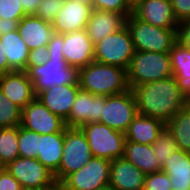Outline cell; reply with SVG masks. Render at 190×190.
I'll return each instance as SVG.
<instances>
[{
	"label": "cell",
	"mask_w": 190,
	"mask_h": 190,
	"mask_svg": "<svg viewBox=\"0 0 190 190\" xmlns=\"http://www.w3.org/2000/svg\"><path fill=\"white\" fill-rule=\"evenodd\" d=\"M143 190H173L171 179L162 170L148 174L145 177Z\"/></svg>",
	"instance_id": "cell-35"
},
{
	"label": "cell",
	"mask_w": 190,
	"mask_h": 190,
	"mask_svg": "<svg viewBox=\"0 0 190 190\" xmlns=\"http://www.w3.org/2000/svg\"><path fill=\"white\" fill-rule=\"evenodd\" d=\"M64 129L58 133L39 135L37 159L53 174L59 169L63 155Z\"/></svg>",
	"instance_id": "cell-22"
},
{
	"label": "cell",
	"mask_w": 190,
	"mask_h": 190,
	"mask_svg": "<svg viewBox=\"0 0 190 190\" xmlns=\"http://www.w3.org/2000/svg\"><path fill=\"white\" fill-rule=\"evenodd\" d=\"M110 165V160L92 157L85 166L62 182L72 190H98L109 185Z\"/></svg>",
	"instance_id": "cell-11"
},
{
	"label": "cell",
	"mask_w": 190,
	"mask_h": 190,
	"mask_svg": "<svg viewBox=\"0 0 190 190\" xmlns=\"http://www.w3.org/2000/svg\"><path fill=\"white\" fill-rule=\"evenodd\" d=\"M13 70L9 67L8 60L4 50L2 49L1 36H0V75L12 72Z\"/></svg>",
	"instance_id": "cell-44"
},
{
	"label": "cell",
	"mask_w": 190,
	"mask_h": 190,
	"mask_svg": "<svg viewBox=\"0 0 190 190\" xmlns=\"http://www.w3.org/2000/svg\"><path fill=\"white\" fill-rule=\"evenodd\" d=\"M64 1L65 0H41L35 12V16L52 24L58 12L62 9Z\"/></svg>",
	"instance_id": "cell-34"
},
{
	"label": "cell",
	"mask_w": 190,
	"mask_h": 190,
	"mask_svg": "<svg viewBox=\"0 0 190 190\" xmlns=\"http://www.w3.org/2000/svg\"><path fill=\"white\" fill-rule=\"evenodd\" d=\"M165 126L174 135L178 149L190 152V109H180Z\"/></svg>",
	"instance_id": "cell-27"
},
{
	"label": "cell",
	"mask_w": 190,
	"mask_h": 190,
	"mask_svg": "<svg viewBox=\"0 0 190 190\" xmlns=\"http://www.w3.org/2000/svg\"><path fill=\"white\" fill-rule=\"evenodd\" d=\"M22 109L0 90V128L21 125Z\"/></svg>",
	"instance_id": "cell-31"
},
{
	"label": "cell",
	"mask_w": 190,
	"mask_h": 190,
	"mask_svg": "<svg viewBox=\"0 0 190 190\" xmlns=\"http://www.w3.org/2000/svg\"><path fill=\"white\" fill-rule=\"evenodd\" d=\"M164 127L159 119L137 114L124 134L128 141L152 145Z\"/></svg>",
	"instance_id": "cell-23"
},
{
	"label": "cell",
	"mask_w": 190,
	"mask_h": 190,
	"mask_svg": "<svg viewBox=\"0 0 190 190\" xmlns=\"http://www.w3.org/2000/svg\"><path fill=\"white\" fill-rule=\"evenodd\" d=\"M21 126L41 135L61 132L66 124L35 97L22 109Z\"/></svg>",
	"instance_id": "cell-12"
},
{
	"label": "cell",
	"mask_w": 190,
	"mask_h": 190,
	"mask_svg": "<svg viewBox=\"0 0 190 190\" xmlns=\"http://www.w3.org/2000/svg\"><path fill=\"white\" fill-rule=\"evenodd\" d=\"M173 75L169 53L135 51L127 69L130 89Z\"/></svg>",
	"instance_id": "cell-3"
},
{
	"label": "cell",
	"mask_w": 190,
	"mask_h": 190,
	"mask_svg": "<svg viewBox=\"0 0 190 190\" xmlns=\"http://www.w3.org/2000/svg\"><path fill=\"white\" fill-rule=\"evenodd\" d=\"M176 38L177 42L190 51V19L178 22Z\"/></svg>",
	"instance_id": "cell-39"
},
{
	"label": "cell",
	"mask_w": 190,
	"mask_h": 190,
	"mask_svg": "<svg viewBox=\"0 0 190 190\" xmlns=\"http://www.w3.org/2000/svg\"><path fill=\"white\" fill-rule=\"evenodd\" d=\"M0 90L21 109L36 97L26 71H12L0 75Z\"/></svg>",
	"instance_id": "cell-17"
},
{
	"label": "cell",
	"mask_w": 190,
	"mask_h": 190,
	"mask_svg": "<svg viewBox=\"0 0 190 190\" xmlns=\"http://www.w3.org/2000/svg\"><path fill=\"white\" fill-rule=\"evenodd\" d=\"M35 96L59 85H79V68L70 66L64 57L48 56L44 65L26 67Z\"/></svg>",
	"instance_id": "cell-4"
},
{
	"label": "cell",
	"mask_w": 190,
	"mask_h": 190,
	"mask_svg": "<svg viewBox=\"0 0 190 190\" xmlns=\"http://www.w3.org/2000/svg\"><path fill=\"white\" fill-rule=\"evenodd\" d=\"M146 175L124 157L111 161L110 181L115 190H143Z\"/></svg>",
	"instance_id": "cell-20"
},
{
	"label": "cell",
	"mask_w": 190,
	"mask_h": 190,
	"mask_svg": "<svg viewBox=\"0 0 190 190\" xmlns=\"http://www.w3.org/2000/svg\"><path fill=\"white\" fill-rule=\"evenodd\" d=\"M106 96L94 95L80 89L70 111L66 127H80L91 122H99Z\"/></svg>",
	"instance_id": "cell-15"
},
{
	"label": "cell",
	"mask_w": 190,
	"mask_h": 190,
	"mask_svg": "<svg viewBox=\"0 0 190 190\" xmlns=\"http://www.w3.org/2000/svg\"><path fill=\"white\" fill-rule=\"evenodd\" d=\"M153 153H156L160 165L169 159L172 154L178 149L174 135L165 126L160 132L158 139L152 144Z\"/></svg>",
	"instance_id": "cell-30"
},
{
	"label": "cell",
	"mask_w": 190,
	"mask_h": 190,
	"mask_svg": "<svg viewBox=\"0 0 190 190\" xmlns=\"http://www.w3.org/2000/svg\"><path fill=\"white\" fill-rule=\"evenodd\" d=\"M0 190H24L21 184L6 170L0 173Z\"/></svg>",
	"instance_id": "cell-40"
},
{
	"label": "cell",
	"mask_w": 190,
	"mask_h": 190,
	"mask_svg": "<svg viewBox=\"0 0 190 190\" xmlns=\"http://www.w3.org/2000/svg\"><path fill=\"white\" fill-rule=\"evenodd\" d=\"M4 166L0 165V173L4 170Z\"/></svg>",
	"instance_id": "cell-50"
},
{
	"label": "cell",
	"mask_w": 190,
	"mask_h": 190,
	"mask_svg": "<svg viewBox=\"0 0 190 190\" xmlns=\"http://www.w3.org/2000/svg\"><path fill=\"white\" fill-rule=\"evenodd\" d=\"M18 20L0 19V35L16 31L18 29Z\"/></svg>",
	"instance_id": "cell-42"
},
{
	"label": "cell",
	"mask_w": 190,
	"mask_h": 190,
	"mask_svg": "<svg viewBox=\"0 0 190 190\" xmlns=\"http://www.w3.org/2000/svg\"><path fill=\"white\" fill-rule=\"evenodd\" d=\"M98 190H115V189L111 185H107L102 188H99Z\"/></svg>",
	"instance_id": "cell-49"
},
{
	"label": "cell",
	"mask_w": 190,
	"mask_h": 190,
	"mask_svg": "<svg viewBox=\"0 0 190 190\" xmlns=\"http://www.w3.org/2000/svg\"><path fill=\"white\" fill-rule=\"evenodd\" d=\"M135 51L169 53L177 41L176 30L153 26L137 19L133 14L126 18Z\"/></svg>",
	"instance_id": "cell-5"
},
{
	"label": "cell",
	"mask_w": 190,
	"mask_h": 190,
	"mask_svg": "<svg viewBox=\"0 0 190 190\" xmlns=\"http://www.w3.org/2000/svg\"><path fill=\"white\" fill-rule=\"evenodd\" d=\"M24 190H47L54 182L53 173L37 158H16L4 167Z\"/></svg>",
	"instance_id": "cell-9"
},
{
	"label": "cell",
	"mask_w": 190,
	"mask_h": 190,
	"mask_svg": "<svg viewBox=\"0 0 190 190\" xmlns=\"http://www.w3.org/2000/svg\"><path fill=\"white\" fill-rule=\"evenodd\" d=\"M137 114L135 97L130 89L121 94L106 96L99 122L125 133Z\"/></svg>",
	"instance_id": "cell-10"
},
{
	"label": "cell",
	"mask_w": 190,
	"mask_h": 190,
	"mask_svg": "<svg viewBox=\"0 0 190 190\" xmlns=\"http://www.w3.org/2000/svg\"><path fill=\"white\" fill-rule=\"evenodd\" d=\"M131 91L135 97L138 114L159 119L165 124L185 107V95L173 75L132 87Z\"/></svg>",
	"instance_id": "cell-1"
},
{
	"label": "cell",
	"mask_w": 190,
	"mask_h": 190,
	"mask_svg": "<svg viewBox=\"0 0 190 190\" xmlns=\"http://www.w3.org/2000/svg\"><path fill=\"white\" fill-rule=\"evenodd\" d=\"M79 85L94 95L110 96L130 90L127 70L96 61L79 69Z\"/></svg>",
	"instance_id": "cell-2"
},
{
	"label": "cell",
	"mask_w": 190,
	"mask_h": 190,
	"mask_svg": "<svg viewBox=\"0 0 190 190\" xmlns=\"http://www.w3.org/2000/svg\"><path fill=\"white\" fill-rule=\"evenodd\" d=\"M20 3L26 15H35L41 0H20Z\"/></svg>",
	"instance_id": "cell-43"
},
{
	"label": "cell",
	"mask_w": 190,
	"mask_h": 190,
	"mask_svg": "<svg viewBox=\"0 0 190 190\" xmlns=\"http://www.w3.org/2000/svg\"><path fill=\"white\" fill-rule=\"evenodd\" d=\"M177 81V85L180 90L183 92L185 97L190 93V77L186 78H175Z\"/></svg>",
	"instance_id": "cell-45"
},
{
	"label": "cell",
	"mask_w": 190,
	"mask_h": 190,
	"mask_svg": "<svg viewBox=\"0 0 190 190\" xmlns=\"http://www.w3.org/2000/svg\"><path fill=\"white\" fill-rule=\"evenodd\" d=\"M61 43H63V34L54 33L47 44L48 56L64 57Z\"/></svg>",
	"instance_id": "cell-41"
},
{
	"label": "cell",
	"mask_w": 190,
	"mask_h": 190,
	"mask_svg": "<svg viewBox=\"0 0 190 190\" xmlns=\"http://www.w3.org/2000/svg\"><path fill=\"white\" fill-rule=\"evenodd\" d=\"M92 10V5L65 0L52 23L54 33L65 34L86 29Z\"/></svg>",
	"instance_id": "cell-16"
},
{
	"label": "cell",
	"mask_w": 190,
	"mask_h": 190,
	"mask_svg": "<svg viewBox=\"0 0 190 190\" xmlns=\"http://www.w3.org/2000/svg\"><path fill=\"white\" fill-rule=\"evenodd\" d=\"M39 145V134L19 126L18 148L19 156L23 158H36Z\"/></svg>",
	"instance_id": "cell-32"
},
{
	"label": "cell",
	"mask_w": 190,
	"mask_h": 190,
	"mask_svg": "<svg viewBox=\"0 0 190 190\" xmlns=\"http://www.w3.org/2000/svg\"><path fill=\"white\" fill-rule=\"evenodd\" d=\"M88 141L93 157L114 160L124 156L125 134L100 122L79 127Z\"/></svg>",
	"instance_id": "cell-6"
},
{
	"label": "cell",
	"mask_w": 190,
	"mask_h": 190,
	"mask_svg": "<svg viewBox=\"0 0 190 190\" xmlns=\"http://www.w3.org/2000/svg\"><path fill=\"white\" fill-rule=\"evenodd\" d=\"M169 54L173 76L175 78L190 77V51L176 41Z\"/></svg>",
	"instance_id": "cell-29"
},
{
	"label": "cell",
	"mask_w": 190,
	"mask_h": 190,
	"mask_svg": "<svg viewBox=\"0 0 190 190\" xmlns=\"http://www.w3.org/2000/svg\"><path fill=\"white\" fill-rule=\"evenodd\" d=\"M92 157L82 130L78 127H65L63 155L59 169L53 174L55 181L62 182L68 175L85 166Z\"/></svg>",
	"instance_id": "cell-7"
},
{
	"label": "cell",
	"mask_w": 190,
	"mask_h": 190,
	"mask_svg": "<svg viewBox=\"0 0 190 190\" xmlns=\"http://www.w3.org/2000/svg\"><path fill=\"white\" fill-rule=\"evenodd\" d=\"M18 32L29 50L47 46L54 34L52 24L35 15H26L18 23Z\"/></svg>",
	"instance_id": "cell-21"
},
{
	"label": "cell",
	"mask_w": 190,
	"mask_h": 190,
	"mask_svg": "<svg viewBox=\"0 0 190 190\" xmlns=\"http://www.w3.org/2000/svg\"><path fill=\"white\" fill-rule=\"evenodd\" d=\"M92 8L117 12L127 18L133 13V2L131 0H92Z\"/></svg>",
	"instance_id": "cell-33"
},
{
	"label": "cell",
	"mask_w": 190,
	"mask_h": 190,
	"mask_svg": "<svg viewBox=\"0 0 190 190\" xmlns=\"http://www.w3.org/2000/svg\"><path fill=\"white\" fill-rule=\"evenodd\" d=\"M161 170L170 177L173 190H189L190 152L177 149Z\"/></svg>",
	"instance_id": "cell-24"
},
{
	"label": "cell",
	"mask_w": 190,
	"mask_h": 190,
	"mask_svg": "<svg viewBox=\"0 0 190 190\" xmlns=\"http://www.w3.org/2000/svg\"><path fill=\"white\" fill-rule=\"evenodd\" d=\"M137 19L156 27L177 29L171 0H137L133 13Z\"/></svg>",
	"instance_id": "cell-13"
},
{
	"label": "cell",
	"mask_w": 190,
	"mask_h": 190,
	"mask_svg": "<svg viewBox=\"0 0 190 190\" xmlns=\"http://www.w3.org/2000/svg\"><path fill=\"white\" fill-rule=\"evenodd\" d=\"M123 157L145 175L161 171L162 168L156 153H153L152 145L149 144H140L126 140Z\"/></svg>",
	"instance_id": "cell-25"
},
{
	"label": "cell",
	"mask_w": 190,
	"mask_h": 190,
	"mask_svg": "<svg viewBox=\"0 0 190 190\" xmlns=\"http://www.w3.org/2000/svg\"><path fill=\"white\" fill-rule=\"evenodd\" d=\"M18 139L19 126L0 128V165L5 167L20 157Z\"/></svg>",
	"instance_id": "cell-28"
},
{
	"label": "cell",
	"mask_w": 190,
	"mask_h": 190,
	"mask_svg": "<svg viewBox=\"0 0 190 190\" xmlns=\"http://www.w3.org/2000/svg\"><path fill=\"white\" fill-rule=\"evenodd\" d=\"M134 53L131 34L126 26L94 45V61L126 70Z\"/></svg>",
	"instance_id": "cell-8"
},
{
	"label": "cell",
	"mask_w": 190,
	"mask_h": 190,
	"mask_svg": "<svg viewBox=\"0 0 190 190\" xmlns=\"http://www.w3.org/2000/svg\"><path fill=\"white\" fill-rule=\"evenodd\" d=\"M61 49L70 66L80 69L94 61V44L86 29L63 34Z\"/></svg>",
	"instance_id": "cell-14"
},
{
	"label": "cell",
	"mask_w": 190,
	"mask_h": 190,
	"mask_svg": "<svg viewBox=\"0 0 190 190\" xmlns=\"http://www.w3.org/2000/svg\"><path fill=\"white\" fill-rule=\"evenodd\" d=\"M47 190H72L63 182L55 181Z\"/></svg>",
	"instance_id": "cell-46"
},
{
	"label": "cell",
	"mask_w": 190,
	"mask_h": 190,
	"mask_svg": "<svg viewBox=\"0 0 190 190\" xmlns=\"http://www.w3.org/2000/svg\"><path fill=\"white\" fill-rule=\"evenodd\" d=\"M25 16L20 0H0V19L20 21Z\"/></svg>",
	"instance_id": "cell-36"
},
{
	"label": "cell",
	"mask_w": 190,
	"mask_h": 190,
	"mask_svg": "<svg viewBox=\"0 0 190 190\" xmlns=\"http://www.w3.org/2000/svg\"><path fill=\"white\" fill-rule=\"evenodd\" d=\"M0 36L9 67L13 71H26L30 50L18 30Z\"/></svg>",
	"instance_id": "cell-26"
},
{
	"label": "cell",
	"mask_w": 190,
	"mask_h": 190,
	"mask_svg": "<svg viewBox=\"0 0 190 190\" xmlns=\"http://www.w3.org/2000/svg\"><path fill=\"white\" fill-rule=\"evenodd\" d=\"M48 59L47 46H40L37 49L29 51V58L26 67L44 65Z\"/></svg>",
	"instance_id": "cell-38"
},
{
	"label": "cell",
	"mask_w": 190,
	"mask_h": 190,
	"mask_svg": "<svg viewBox=\"0 0 190 190\" xmlns=\"http://www.w3.org/2000/svg\"><path fill=\"white\" fill-rule=\"evenodd\" d=\"M70 1H77L82 4H89L92 5V0H70Z\"/></svg>",
	"instance_id": "cell-48"
},
{
	"label": "cell",
	"mask_w": 190,
	"mask_h": 190,
	"mask_svg": "<svg viewBox=\"0 0 190 190\" xmlns=\"http://www.w3.org/2000/svg\"><path fill=\"white\" fill-rule=\"evenodd\" d=\"M185 107L190 109V93L185 97Z\"/></svg>",
	"instance_id": "cell-47"
},
{
	"label": "cell",
	"mask_w": 190,
	"mask_h": 190,
	"mask_svg": "<svg viewBox=\"0 0 190 190\" xmlns=\"http://www.w3.org/2000/svg\"><path fill=\"white\" fill-rule=\"evenodd\" d=\"M177 22L190 19V0H171Z\"/></svg>",
	"instance_id": "cell-37"
},
{
	"label": "cell",
	"mask_w": 190,
	"mask_h": 190,
	"mask_svg": "<svg viewBox=\"0 0 190 190\" xmlns=\"http://www.w3.org/2000/svg\"><path fill=\"white\" fill-rule=\"evenodd\" d=\"M80 89V85H59L40 92L36 97L66 123Z\"/></svg>",
	"instance_id": "cell-18"
},
{
	"label": "cell",
	"mask_w": 190,
	"mask_h": 190,
	"mask_svg": "<svg viewBox=\"0 0 190 190\" xmlns=\"http://www.w3.org/2000/svg\"><path fill=\"white\" fill-rule=\"evenodd\" d=\"M126 26V17L113 11L93 9L87 22L86 31L93 44L100 42Z\"/></svg>",
	"instance_id": "cell-19"
}]
</instances>
